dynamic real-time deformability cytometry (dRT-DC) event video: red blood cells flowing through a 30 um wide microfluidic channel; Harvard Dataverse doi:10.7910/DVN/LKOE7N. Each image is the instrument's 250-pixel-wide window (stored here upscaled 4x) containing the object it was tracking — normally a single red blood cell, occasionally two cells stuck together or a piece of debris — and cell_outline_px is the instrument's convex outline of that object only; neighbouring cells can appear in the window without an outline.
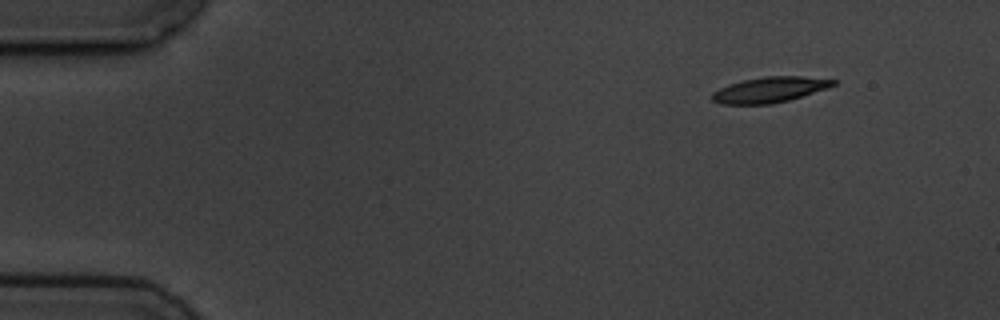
{"species": "common noctule bat (a hibernating species)", "species_latin": "Nyctalus noctula", "temperature_condition": "cold", "stored_images_in_passage": 4, "camera_frame_rate_fps": 3000, "um_per_image_px": 0.085, "animal": {"sex": "male", "body_mass_g": 19.5, "forearm_length_mm": 54.6}, "frame": {"image": 1, "passage_image": 1, "time_ms": 0.0, "image_size_px": [1000, 320], "cell_outline_px": [[836, 84], [828, 88], [788, 100], [772, 104], [720, 104], [712, 100], [712, 92], [728, 84], [740, 80], [764, 76], [804, 76], [836, 80]], "centroid_in_image_um": [65.4, 7.62], "position_along_channel_um": 19.6, "area_um2": 18.09}}
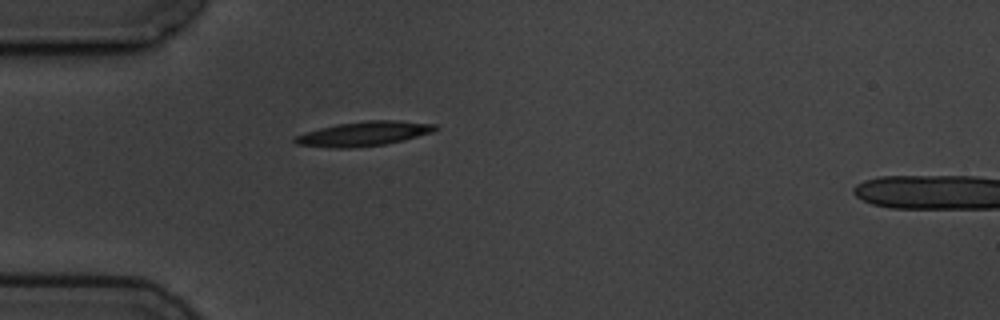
{"frame": {"image": 2, "passage_image": 4, "time_ms": 3.333, "image_size_px": [1000, 320], "cell_outline_px": [[440, 128], [436, 132], [404, 140], [384, 144], [348, 148], [332, 148], [296, 144], [292, 140], [296, 136], [320, 128], [336, 124], [368, 120], [400, 120], [436, 124]], "centroid_in_image_um": [31.01, 11.36], "position_along_channel_um": 54.0, "area_um2": 20.11}}